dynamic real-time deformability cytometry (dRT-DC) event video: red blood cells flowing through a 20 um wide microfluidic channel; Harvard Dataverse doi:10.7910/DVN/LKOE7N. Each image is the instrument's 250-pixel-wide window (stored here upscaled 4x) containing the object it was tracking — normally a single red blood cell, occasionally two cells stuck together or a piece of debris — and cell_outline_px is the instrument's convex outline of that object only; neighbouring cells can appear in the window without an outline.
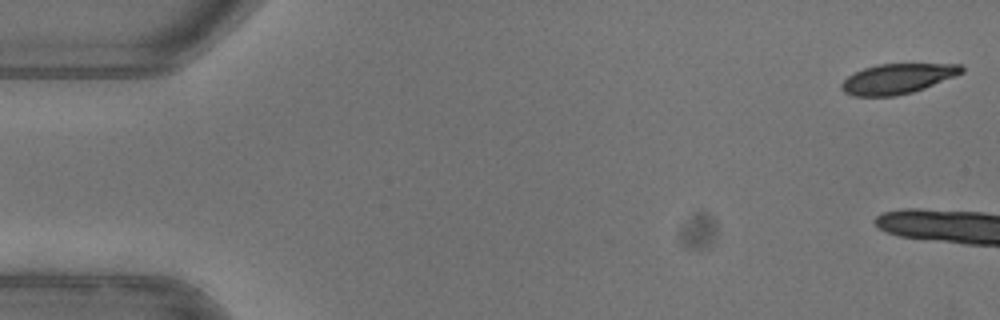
{"species": "common noctule bat (a hibernating species)", "species_latin": "Nyctalus noctula", "temperature_condition": "warm", "stored_images_in_passage": 4, "camera_frame_rate_fps": 3000, "um_per_image_px": 0.085, "animal": {"sex": "female"}, "frame": {"image": 1, "passage_image": 1, "time_ms": 0.0, "image_size_px": [1000, 320], "cell_outline_px": [[964, 72], [924, 88], [912, 92], [896, 96], [852, 96], [844, 92], [840, 88], [840, 84], [848, 76], [864, 68], [880, 64], [960, 64], [964, 68]], "centroid_in_image_um": [76.26, 6.7], "position_along_channel_um": 8.7, "area_um2": 20.87}}